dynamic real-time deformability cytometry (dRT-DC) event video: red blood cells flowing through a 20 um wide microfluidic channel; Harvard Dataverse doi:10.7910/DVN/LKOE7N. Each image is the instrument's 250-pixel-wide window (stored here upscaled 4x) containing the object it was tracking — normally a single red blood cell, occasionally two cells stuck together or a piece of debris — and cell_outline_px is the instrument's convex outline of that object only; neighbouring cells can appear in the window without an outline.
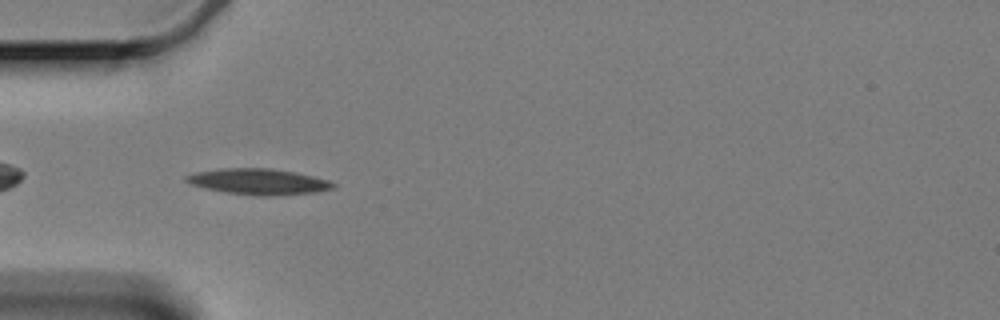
{"species": "Egyptian fruit bat (a non-hibernating species)", "species_latin": "Rousettus aegyptiacus", "temperature_condition": "cold", "stored_images_in_passage": 43, "camera_frame_rate_fps": 3000, "um_per_image_px": 0.085, "animal": {"sex": "female"}, "frame": {"image": 1, "passage_image": 2, "time_ms": 0.333, "image_size_px": [1000, 320], "cell_outline_px": [[336, 188], [316, 192], [268, 196], [256, 196], [224, 192], [204, 188], [192, 184], [184, 180], [184, 176], [196, 172], [220, 168], [272, 168], [296, 172], [328, 180], [336, 184]], "centroid_in_image_um": [21.97, 15.44], "position_along_channel_um": 63.0, "area_um2": 22.31}}
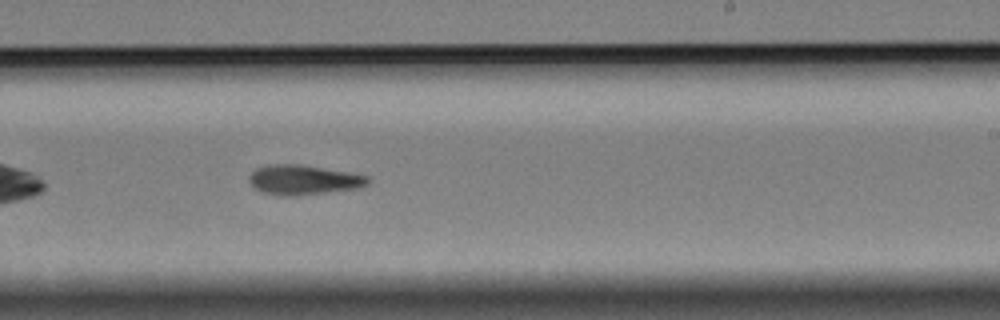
{"frame": {"image": 2, "passage_image": 20, "time_ms": 6.333, "image_size_px": [1000, 320], "cell_outline_px": [[372, 180], [368, 184], [360, 188], [296, 196], [280, 196], [264, 192], [256, 188], [248, 180], [248, 176], [256, 168], [268, 164], [300, 164], [352, 172], [368, 176]], "centroid_in_image_um": [25.84, 15.28], "position_along_channel_um": 263.2, "area_um2": 20.87}}
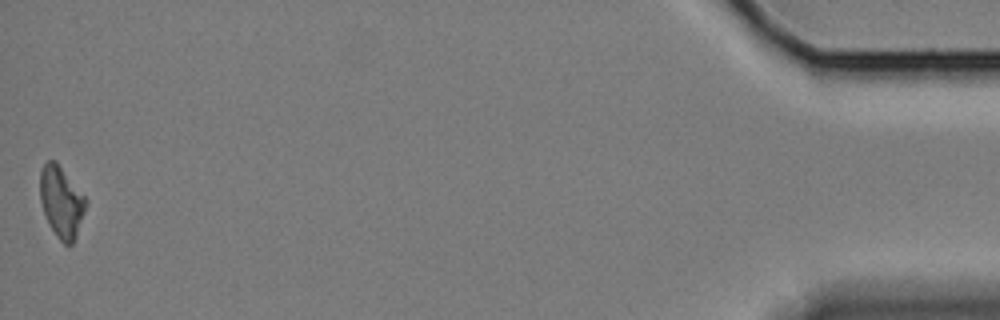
{"frame": {"image": 3, "passage_image": 43, "time_ms": 14.0, "image_size_px": [1000, 320], "cell_outline_px": [[88, 204], [76, 236], [72, 244], [64, 244], [56, 236], [44, 212], [40, 200], [40, 172], [44, 164], [48, 160], [56, 160], [88, 200]], "centroid_in_image_um": [5.24, 17.14], "position_along_channel_um": 430.0, "area_um2": 18.96}}